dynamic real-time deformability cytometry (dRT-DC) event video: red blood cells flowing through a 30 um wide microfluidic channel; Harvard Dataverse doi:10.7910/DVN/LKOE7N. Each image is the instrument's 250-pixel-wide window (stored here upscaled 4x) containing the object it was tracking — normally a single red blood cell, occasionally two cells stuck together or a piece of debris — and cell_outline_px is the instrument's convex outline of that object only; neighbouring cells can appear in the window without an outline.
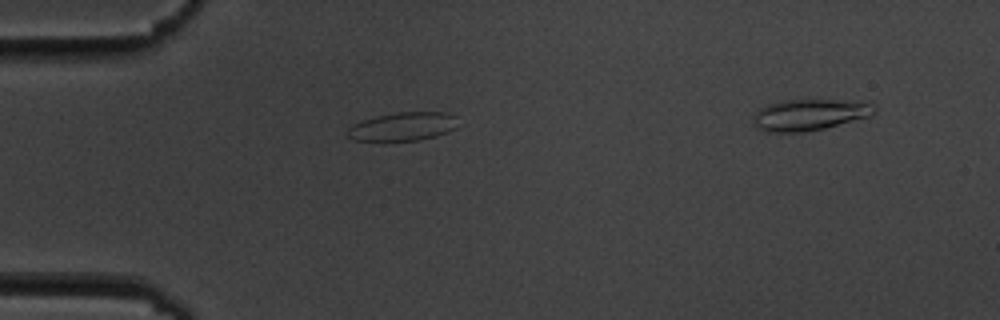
{"species": "common noctule bat (a hibernating species)", "species_latin": "Nyctalus noctula", "temperature_condition": "cold", "stored_images_in_passage": 2, "camera_frame_rate_fps": 3000, "um_per_image_px": 0.085, "animal": {"sex": "male", "body_mass_g": 19.5, "forearm_length_mm": 54.6}, "frame": {"image": 1, "passage_image": 1, "time_ms": 0.0, "image_size_px": [1000, 320], "cell_outline_px": [[456, 128], [448, 132], [436, 136], [420, 140], [352, 140], [348, 136], [348, 128], [352, 124], [376, 116], [396, 112], [444, 112], [456, 116]], "centroid_in_image_um": [34.26, 10.75], "position_along_channel_um": 50.7, "area_um2": 18.21}}